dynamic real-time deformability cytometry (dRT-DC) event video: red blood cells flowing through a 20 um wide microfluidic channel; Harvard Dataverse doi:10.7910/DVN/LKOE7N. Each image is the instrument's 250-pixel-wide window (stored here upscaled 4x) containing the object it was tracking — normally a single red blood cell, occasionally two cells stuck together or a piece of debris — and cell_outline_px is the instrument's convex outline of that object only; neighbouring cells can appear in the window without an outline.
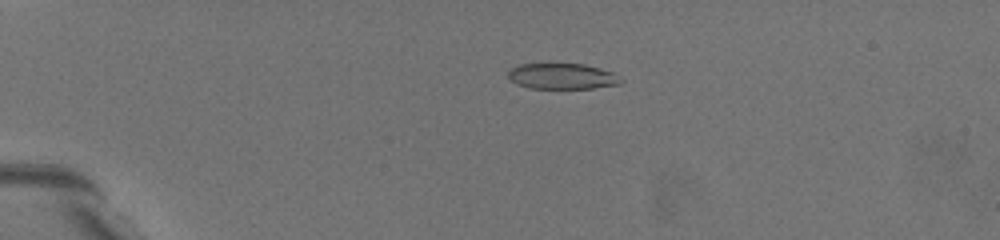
{"species": "common noctule bat (a hibernating species)", "species_latin": "Nyctalus noctula", "temperature_condition": "warm", "stored_images_in_passage": 2, "camera_frame_rate_fps": 3000, "um_per_image_px": 0.085, "animal": {"sex": "female", "body_mass_g": 19.5, "forearm_length_mm": 54.1}, "frame": {"image": 1, "passage_image": 1, "time_ms": 0.0, "image_size_px": [1000, 240], "cell_outline_px": [[180, 212], [176, 212], [168, 208], [120, 168], [116, 164], [104, 140], [120, 140], [140, 148], [180, 204]], "centroid_in_image_um": [12.07, 14.6], "position_along_channel_um": 72.9, "area_um2": 13.58}}